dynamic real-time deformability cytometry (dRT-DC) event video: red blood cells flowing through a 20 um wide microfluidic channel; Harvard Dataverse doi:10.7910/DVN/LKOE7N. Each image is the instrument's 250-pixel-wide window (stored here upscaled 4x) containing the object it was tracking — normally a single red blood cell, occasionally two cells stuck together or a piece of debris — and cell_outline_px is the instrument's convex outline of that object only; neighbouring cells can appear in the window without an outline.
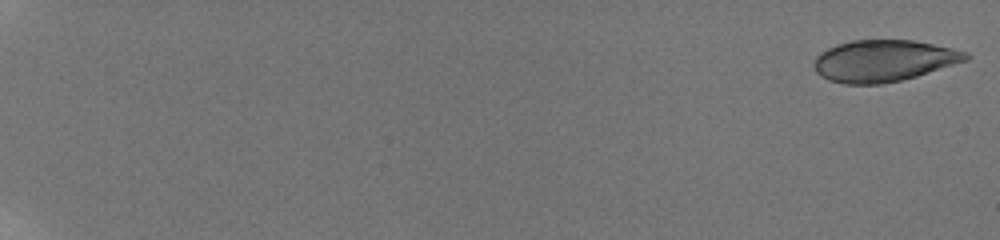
{"species": "human", "species_latin": "Homo sapiens", "temperature_condition": "room temperature", "stored_images_in_passage": 38, "camera_frame_rate_fps": 3000, "um_per_image_px": 0.085, "donor": {"sex": "male"}, "frame": {"image": 1, "passage_image": 1, "time_ms": 0.0, "image_size_px": [1000, 240], "cell_outline_px": [[972, 56], [968, 60], [916, 76], [900, 80], [880, 84], [844, 84], [828, 80], [820, 76], [816, 72], [812, 64], [816, 56], [820, 52], [836, 44], [852, 40], [912, 40], [952, 48], [968, 52]], "centroid_in_image_um": [75.08, 5.16], "position_along_channel_um": 9.9, "area_um2": 36.93}}
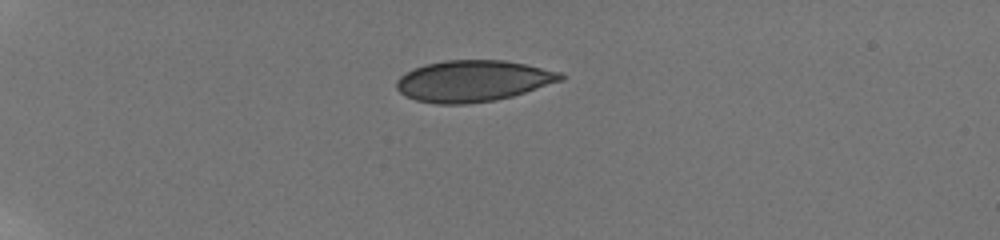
{"frame": {"image": 2, "passage_image": 25, "time_ms": 5.667, "image_size_px": [1000, 240], "cell_outline_px": [[564, 80], [512, 96], [496, 100], [468, 104], [436, 104], [416, 100], [404, 96], [396, 88], [396, 80], [400, 76], [424, 64], [444, 60], [504, 60], [524, 64], [560, 72], [564, 76]], "centroid_in_image_um": [40.18, 6.89], "position_along_channel_um": 44.8, "area_um2": 39.48}}
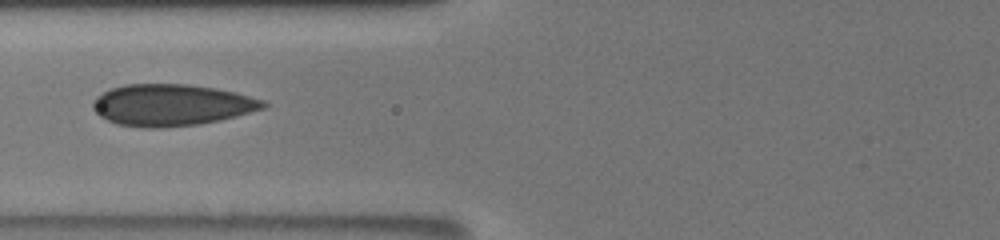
{"frame": {"image": 3, "passage_image": 36, "time_ms": 9.0, "image_size_px": [1000, 240], "cell_outline_px": [[268, 104], [264, 108], [236, 116], [220, 120], [200, 124], [164, 128], [144, 128], [120, 124], [108, 120], [100, 116], [92, 108], [92, 100], [96, 96], [112, 88], [124, 84], [188, 84], [216, 88], [236, 92], [264, 100]], "centroid_in_image_um": [14.58, 8.92], "position_along_channel_um": 111.2, "area_um2": 41.44}}